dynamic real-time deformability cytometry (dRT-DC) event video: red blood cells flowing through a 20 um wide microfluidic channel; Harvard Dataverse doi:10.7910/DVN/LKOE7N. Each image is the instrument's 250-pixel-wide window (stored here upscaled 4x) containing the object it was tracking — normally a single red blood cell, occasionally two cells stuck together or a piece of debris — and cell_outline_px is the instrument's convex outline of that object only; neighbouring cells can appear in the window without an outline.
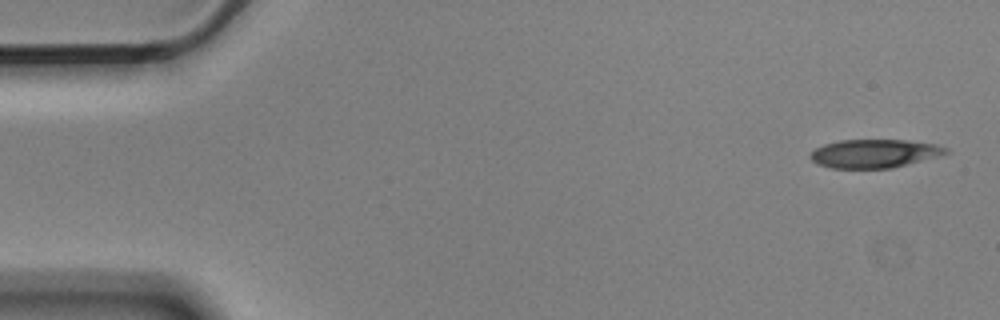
{"species": "Egyptian fruit bat (a non-hibernating species)", "species_latin": "Rousettus aegyptiacus", "temperature_condition": "cold", "stored_images_in_passage": 4, "camera_frame_rate_fps": 3000, "um_per_image_px": 0.085, "animal": {"sex": "male"}, "frame": {"image": 1, "passage_image": 1, "time_ms": 0.0, "image_size_px": [1000, 320], "cell_outline_px": [[948, 152], [936, 156], [908, 164], [892, 168], [832, 168], [816, 164], [808, 156], [816, 148], [824, 144], [840, 140], [904, 140], [936, 144], [948, 148]], "centroid_in_image_um": [74.28, 13.05], "position_along_channel_um": 10.7, "area_um2": 22.31}}